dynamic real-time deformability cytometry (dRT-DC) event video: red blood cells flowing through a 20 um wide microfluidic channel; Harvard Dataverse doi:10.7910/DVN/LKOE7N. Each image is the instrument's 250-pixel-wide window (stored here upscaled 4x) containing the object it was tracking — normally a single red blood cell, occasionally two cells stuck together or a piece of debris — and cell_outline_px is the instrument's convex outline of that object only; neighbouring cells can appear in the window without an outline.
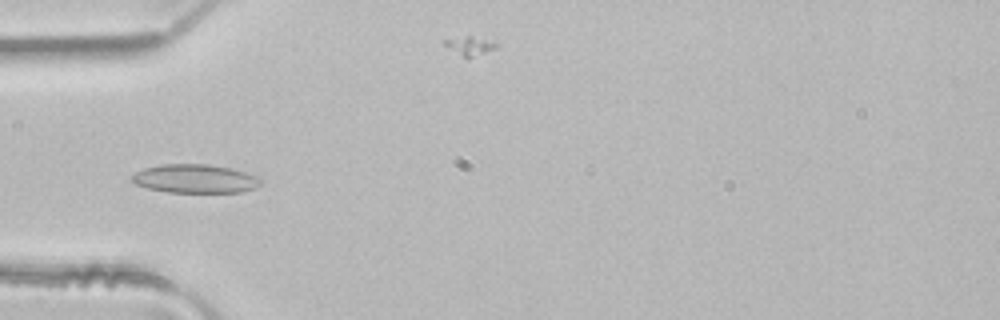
{"species": "common noctule bat (a hibernating species)", "species_latin": "Nyctalus noctula", "temperature_condition": "room temperature", "stored_images_in_passage": 50, "camera_frame_rate_fps": 3000, "um_per_image_px": 0.085, "animal": {"sex": "male", "body_mass_g": 21.5, "forearm_length_mm": 52.0}, "frame": {"image": 1, "passage_image": 16, "time_ms": 5.0, "image_size_px": [1000, 320], "cell_outline_px": [[260, 184], [252, 188], [240, 192], [168, 192], [148, 188], [136, 184], [128, 180], [128, 176], [144, 168], [160, 164], [208, 164], [228, 168], [244, 172], [256, 176], [260, 180]], "centroid_in_image_um": [16.48, 15.18], "position_along_channel_um": 68.5, "area_um2": 21.39}}
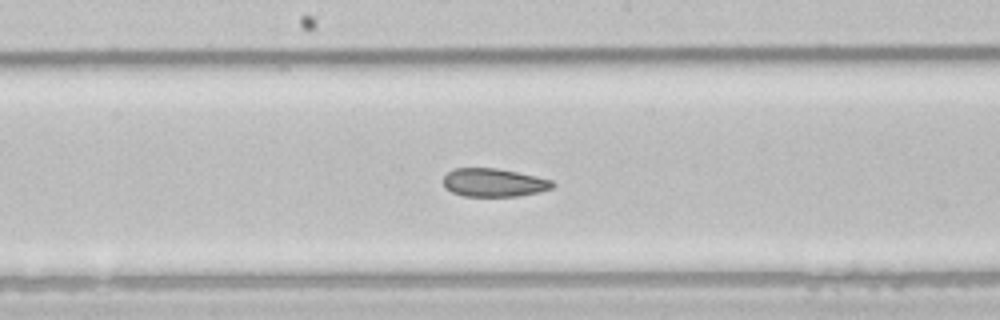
{"frame": {"image": 2, "passage_image": 26, "time_ms": 8.333, "image_size_px": [1000, 320], "cell_outline_px": [[556, 184], [552, 188], [520, 196], [464, 196], [452, 192], [444, 188], [444, 176], [452, 168], [496, 168], [536, 176], [552, 180]], "centroid_in_image_um": [41.95, 15.52], "position_along_channel_um": 206.2, "area_um2": 17.98}}
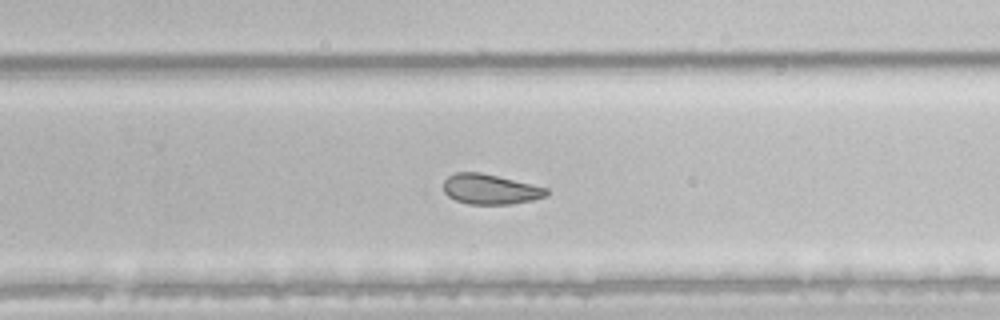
{"frame": {"image": 3, "passage_image": 32, "time_ms": 10.333, "image_size_px": [1000, 320], "cell_outline_px": [[548, 196], [532, 200], [512, 204], [468, 204], [456, 200], [448, 196], [444, 192], [444, 180], [448, 176], [456, 172], [480, 172], [548, 188]], "centroid_in_image_um": [41.67, 16.09], "position_along_channel_um": 288.1, "area_um2": 18.03}, "authors_computed_cell_mechanics": {"area_um2": 21.6172, "velocity_mm_per_s": 4.119, "shape_relaxation_time_tau1_ms": null, "shape_relaxation_time_tau2_ms": 3.0737, "deformation_change_tau1": null, "deformation_change_tau2": 0.0792}}